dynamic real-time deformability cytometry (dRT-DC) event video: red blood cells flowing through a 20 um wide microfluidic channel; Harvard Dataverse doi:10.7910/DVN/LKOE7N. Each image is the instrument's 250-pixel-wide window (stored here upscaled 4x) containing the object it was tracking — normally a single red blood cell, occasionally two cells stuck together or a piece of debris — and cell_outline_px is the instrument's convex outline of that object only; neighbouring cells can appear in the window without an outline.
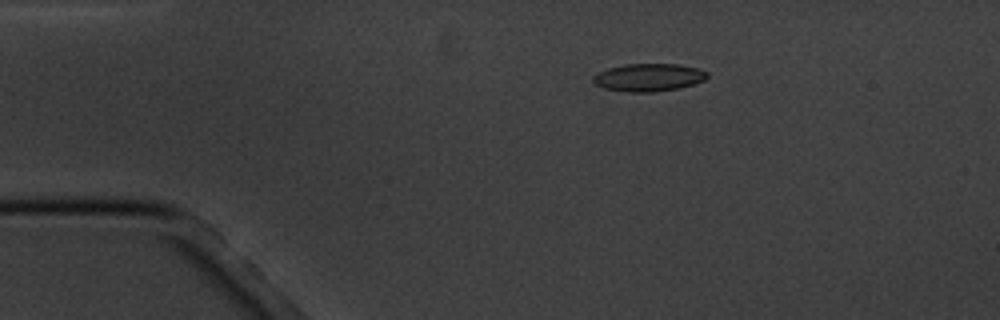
{"species": "common noctule bat (a hibernating species)", "species_latin": "Nyctalus noctula", "temperature_condition": "cold", "stored_images_in_passage": 5, "camera_frame_rate_fps": 3000, "um_per_image_px": 0.085, "animal": {"sex": "male", "body_mass_g": 20.1, "forearm_length_mm": 53.5}, "frame": {"image": 1, "passage_image": 3, "time_ms": 3.0, "image_size_px": [1000, 320], "cell_outline_px": [[708, 76], [704, 80], [680, 88], [652, 92], [628, 92], [604, 88], [596, 84], [592, 80], [592, 76], [596, 72], [608, 68], [624, 64], [676, 64], [696, 68], [708, 72]], "centroid_in_image_um": [55.09, 6.58], "position_along_channel_um": 29.9, "area_um2": 18.44}}